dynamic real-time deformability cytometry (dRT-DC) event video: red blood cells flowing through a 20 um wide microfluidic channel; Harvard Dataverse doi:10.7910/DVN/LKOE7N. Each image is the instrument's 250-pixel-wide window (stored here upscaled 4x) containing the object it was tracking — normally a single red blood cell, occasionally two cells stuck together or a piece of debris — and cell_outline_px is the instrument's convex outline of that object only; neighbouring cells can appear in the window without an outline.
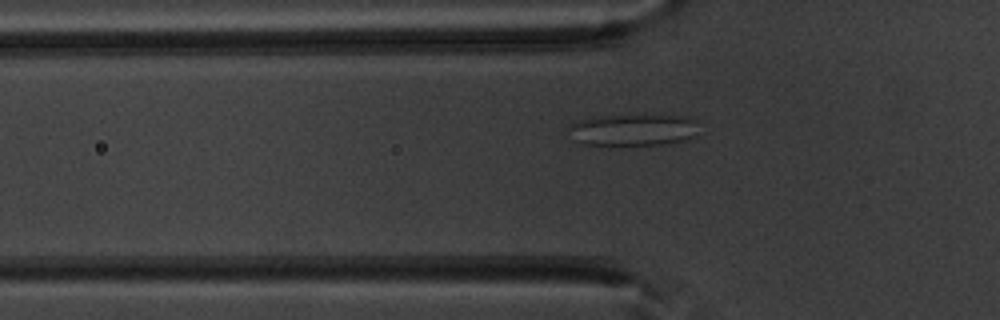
{"species": "common noctule bat (a hibernating species)", "species_latin": "Nyctalus noctula", "temperature_condition": "warm", "stored_images_in_passage": 50, "camera_frame_rate_fps": 3000, "um_per_image_px": 0.085, "animal": {"sex": "male", "body_mass_g": 20.1, "forearm_length_mm": 53.5}, "frame": {"image": 1, "passage_image": 16, "time_ms": 5.0, "image_size_px": [1000, 320], "cell_outline_px": [[696, 136], [688, 140], [660, 144], [580, 144], [576, 140], [568, 128], [572, 124], [580, 120], [592, 116], [688, 116], [692, 120]], "centroid_in_image_um": [53.79, 11.04], "position_along_channel_um": 72.0, "area_um2": 23.29}}
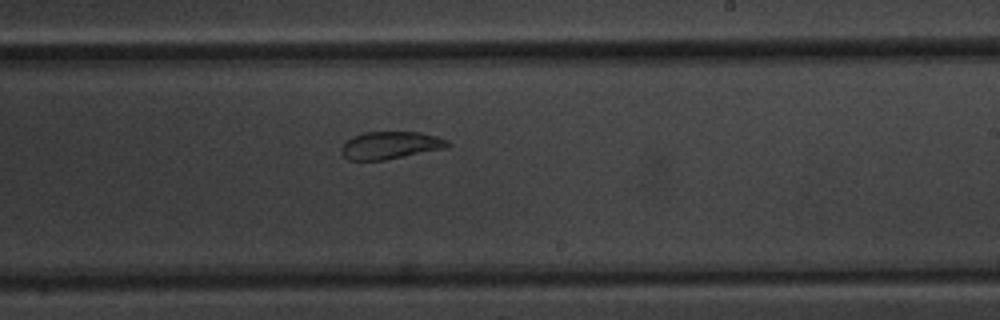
{"frame": {"image": 2, "passage_image": 30, "time_ms": 9.667, "image_size_px": [1000, 320], "cell_outline_px": [[452, 144], [448, 148], [384, 160], [348, 160], [340, 152], [340, 148], [352, 136], [364, 132], [420, 132], [436, 136], [448, 140]], "centroid_in_image_um": [33.21, 12.35], "position_along_channel_um": 255.8, "area_um2": 17.17}}
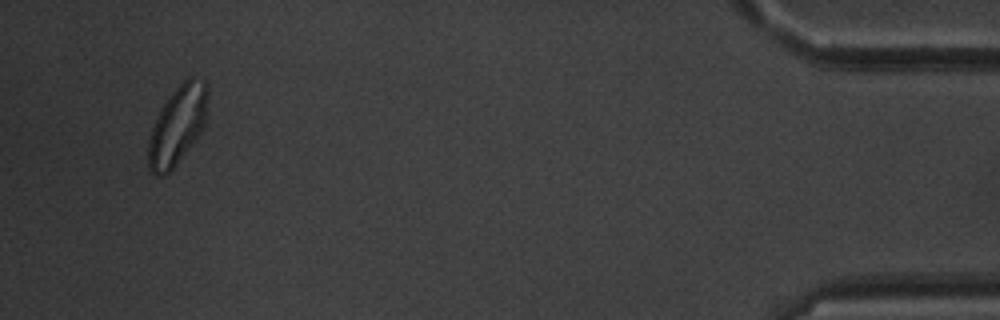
{"frame": {"image": 3, "passage_image": 48, "time_ms": 15.667, "image_size_px": [1000, 320], "cell_outline_px": [[208, 100], [204, 128], [192, 144], [176, 164], [164, 176], [156, 176], [148, 168], [148, 140], [152, 128], [164, 104], [172, 92], [184, 80], [192, 76], [204, 80], [208, 84]], "centroid_in_image_um": [15.11, 10.64], "position_along_channel_um": 420.1, "area_um2": 27.05}}